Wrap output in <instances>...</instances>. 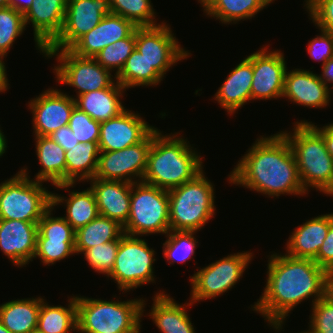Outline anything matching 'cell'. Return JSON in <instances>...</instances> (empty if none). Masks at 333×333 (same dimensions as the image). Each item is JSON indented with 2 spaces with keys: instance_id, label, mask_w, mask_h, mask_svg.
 Masks as SVG:
<instances>
[{
  "instance_id": "6da1fadb",
  "label": "cell",
  "mask_w": 333,
  "mask_h": 333,
  "mask_svg": "<svg viewBox=\"0 0 333 333\" xmlns=\"http://www.w3.org/2000/svg\"><path fill=\"white\" fill-rule=\"evenodd\" d=\"M268 257L266 285L251 309L278 332L283 329L288 313L299 303L312 298L314 305L327 294L329 273L313 259L275 252Z\"/></svg>"
},
{
  "instance_id": "7a4b0ae2",
  "label": "cell",
  "mask_w": 333,
  "mask_h": 333,
  "mask_svg": "<svg viewBox=\"0 0 333 333\" xmlns=\"http://www.w3.org/2000/svg\"><path fill=\"white\" fill-rule=\"evenodd\" d=\"M228 181L269 197L307 194L291 146L281 132L258 137L228 175Z\"/></svg>"
},
{
  "instance_id": "3957f363",
  "label": "cell",
  "mask_w": 333,
  "mask_h": 333,
  "mask_svg": "<svg viewBox=\"0 0 333 333\" xmlns=\"http://www.w3.org/2000/svg\"><path fill=\"white\" fill-rule=\"evenodd\" d=\"M162 133L158 128L152 131V144L142 182L169 191L193 180L204 167L200 153L194 150L187 138L179 136L180 132Z\"/></svg>"
},
{
  "instance_id": "277c9868",
  "label": "cell",
  "mask_w": 333,
  "mask_h": 333,
  "mask_svg": "<svg viewBox=\"0 0 333 333\" xmlns=\"http://www.w3.org/2000/svg\"><path fill=\"white\" fill-rule=\"evenodd\" d=\"M293 124V133L280 132L291 146L304 190L315 188L333 197V159L323 136L310 123Z\"/></svg>"
},
{
  "instance_id": "5b68a950",
  "label": "cell",
  "mask_w": 333,
  "mask_h": 333,
  "mask_svg": "<svg viewBox=\"0 0 333 333\" xmlns=\"http://www.w3.org/2000/svg\"><path fill=\"white\" fill-rule=\"evenodd\" d=\"M145 299L102 300L76 295L78 333H141Z\"/></svg>"
},
{
  "instance_id": "8992f818",
  "label": "cell",
  "mask_w": 333,
  "mask_h": 333,
  "mask_svg": "<svg viewBox=\"0 0 333 333\" xmlns=\"http://www.w3.org/2000/svg\"><path fill=\"white\" fill-rule=\"evenodd\" d=\"M204 173L168 191L170 230L198 232L214 218V184Z\"/></svg>"
},
{
  "instance_id": "52a82bcc",
  "label": "cell",
  "mask_w": 333,
  "mask_h": 333,
  "mask_svg": "<svg viewBox=\"0 0 333 333\" xmlns=\"http://www.w3.org/2000/svg\"><path fill=\"white\" fill-rule=\"evenodd\" d=\"M27 170L24 167L0 183V219L39 222L52 206V192L44 182L30 180Z\"/></svg>"
},
{
  "instance_id": "ba28073f",
  "label": "cell",
  "mask_w": 333,
  "mask_h": 333,
  "mask_svg": "<svg viewBox=\"0 0 333 333\" xmlns=\"http://www.w3.org/2000/svg\"><path fill=\"white\" fill-rule=\"evenodd\" d=\"M125 234L143 236L170 231L168 191L144 182L132 183Z\"/></svg>"
},
{
  "instance_id": "9c48e42d",
  "label": "cell",
  "mask_w": 333,
  "mask_h": 333,
  "mask_svg": "<svg viewBox=\"0 0 333 333\" xmlns=\"http://www.w3.org/2000/svg\"><path fill=\"white\" fill-rule=\"evenodd\" d=\"M154 257L155 250L148 246L145 239L124 233L108 279L111 277L124 293L150 282L155 283Z\"/></svg>"
},
{
  "instance_id": "30bf717a",
  "label": "cell",
  "mask_w": 333,
  "mask_h": 333,
  "mask_svg": "<svg viewBox=\"0 0 333 333\" xmlns=\"http://www.w3.org/2000/svg\"><path fill=\"white\" fill-rule=\"evenodd\" d=\"M44 52L47 59L56 56L58 65L53 69L56 81L75 88L76 97L83 93L109 88L116 81V76H113L110 70L103 68L95 58L81 57L70 49H45Z\"/></svg>"
},
{
  "instance_id": "8fae6325",
  "label": "cell",
  "mask_w": 333,
  "mask_h": 333,
  "mask_svg": "<svg viewBox=\"0 0 333 333\" xmlns=\"http://www.w3.org/2000/svg\"><path fill=\"white\" fill-rule=\"evenodd\" d=\"M253 259V253L242 251L230 254L212 262L206 267L197 268L190 277V299L194 304L199 301L214 299L231 290Z\"/></svg>"
},
{
  "instance_id": "7c38bea8",
  "label": "cell",
  "mask_w": 333,
  "mask_h": 333,
  "mask_svg": "<svg viewBox=\"0 0 333 333\" xmlns=\"http://www.w3.org/2000/svg\"><path fill=\"white\" fill-rule=\"evenodd\" d=\"M166 23L135 29L136 49L163 78L170 67L191 56Z\"/></svg>"
},
{
  "instance_id": "4fadbf2b",
  "label": "cell",
  "mask_w": 333,
  "mask_h": 333,
  "mask_svg": "<svg viewBox=\"0 0 333 333\" xmlns=\"http://www.w3.org/2000/svg\"><path fill=\"white\" fill-rule=\"evenodd\" d=\"M151 144L152 132L142 142L123 150L100 152L94 178L141 182L147 168Z\"/></svg>"
},
{
  "instance_id": "5bb4252c",
  "label": "cell",
  "mask_w": 333,
  "mask_h": 333,
  "mask_svg": "<svg viewBox=\"0 0 333 333\" xmlns=\"http://www.w3.org/2000/svg\"><path fill=\"white\" fill-rule=\"evenodd\" d=\"M109 14L110 0H67L63 28L46 49H70Z\"/></svg>"
},
{
  "instance_id": "9a60e30c",
  "label": "cell",
  "mask_w": 333,
  "mask_h": 333,
  "mask_svg": "<svg viewBox=\"0 0 333 333\" xmlns=\"http://www.w3.org/2000/svg\"><path fill=\"white\" fill-rule=\"evenodd\" d=\"M75 97L61 90L49 88L32 98L28 107L33 117L34 136H51L56 130L67 126L76 106Z\"/></svg>"
},
{
  "instance_id": "2e32d148",
  "label": "cell",
  "mask_w": 333,
  "mask_h": 333,
  "mask_svg": "<svg viewBox=\"0 0 333 333\" xmlns=\"http://www.w3.org/2000/svg\"><path fill=\"white\" fill-rule=\"evenodd\" d=\"M267 46L253 53L251 100L282 98L286 60L280 50L267 51Z\"/></svg>"
},
{
  "instance_id": "e0dca14e",
  "label": "cell",
  "mask_w": 333,
  "mask_h": 333,
  "mask_svg": "<svg viewBox=\"0 0 333 333\" xmlns=\"http://www.w3.org/2000/svg\"><path fill=\"white\" fill-rule=\"evenodd\" d=\"M137 112L126 109L119 116L100 123L99 151H118L142 142L153 130Z\"/></svg>"
},
{
  "instance_id": "ac0fdd59",
  "label": "cell",
  "mask_w": 333,
  "mask_h": 333,
  "mask_svg": "<svg viewBox=\"0 0 333 333\" xmlns=\"http://www.w3.org/2000/svg\"><path fill=\"white\" fill-rule=\"evenodd\" d=\"M67 0H34L24 14L25 26L32 24L36 48L42 53L60 34Z\"/></svg>"
},
{
  "instance_id": "d6986e66",
  "label": "cell",
  "mask_w": 333,
  "mask_h": 333,
  "mask_svg": "<svg viewBox=\"0 0 333 333\" xmlns=\"http://www.w3.org/2000/svg\"><path fill=\"white\" fill-rule=\"evenodd\" d=\"M37 233L38 222L0 219V250L22 268L33 261Z\"/></svg>"
},
{
  "instance_id": "ffe728a7",
  "label": "cell",
  "mask_w": 333,
  "mask_h": 333,
  "mask_svg": "<svg viewBox=\"0 0 333 333\" xmlns=\"http://www.w3.org/2000/svg\"><path fill=\"white\" fill-rule=\"evenodd\" d=\"M333 92L313 71L304 69L286 70L282 98L309 108H325Z\"/></svg>"
},
{
  "instance_id": "44dd1931",
  "label": "cell",
  "mask_w": 333,
  "mask_h": 333,
  "mask_svg": "<svg viewBox=\"0 0 333 333\" xmlns=\"http://www.w3.org/2000/svg\"><path fill=\"white\" fill-rule=\"evenodd\" d=\"M136 26L122 16L109 14L82 36L70 50L81 57L94 58L103 48L127 38Z\"/></svg>"
},
{
  "instance_id": "7402d4cb",
  "label": "cell",
  "mask_w": 333,
  "mask_h": 333,
  "mask_svg": "<svg viewBox=\"0 0 333 333\" xmlns=\"http://www.w3.org/2000/svg\"><path fill=\"white\" fill-rule=\"evenodd\" d=\"M89 181L100 215L124 226L129 218L132 183L100 178Z\"/></svg>"
},
{
  "instance_id": "603a6c76",
  "label": "cell",
  "mask_w": 333,
  "mask_h": 333,
  "mask_svg": "<svg viewBox=\"0 0 333 333\" xmlns=\"http://www.w3.org/2000/svg\"><path fill=\"white\" fill-rule=\"evenodd\" d=\"M253 78V53L247 56L233 68L223 84L214 95L220 107L229 115L251 101V86Z\"/></svg>"
},
{
  "instance_id": "cb8c5ba5",
  "label": "cell",
  "mask_w": 333,
  "mask_h": 333,
  "mask_svg": "<svg viewBox=\"0 0 333 333\" xmlns=\"http://www.w3.org/2000/svg\"><path fill=\"white\" fill-rule=\"evenodd\" d=\"M153 297V304L148 316L161 333H196L186 307H191L190 301L178 304L176 300L165 294L164 290ZM186 306V307H185Z\"/></svg>"
},
{
  "instance_id": "d4e9b609",
  "label": "cell",
  "mask_w": 333,
  "mask_h": 333,
  "mask_svg": "<svg viewBox=\"0 0 333 333\" xmlns=\"http://www.w3.org/2000/svg\"><path fill=\"white\" fill-rule=\"evenodd\" d=\"M330 214L306 220L289 235L286 254L296 258L314 259L329 231Z\"/></svg>"
},
{
  "instance_id": "484cf974",
  "label": "cell",
  "mask_w": 333,
  "mask_h": 333,
  "mask_svg": "<svg viewBox=\"0 0 333 333\" xmlns=\"http://www.w3.org/2000/svg\"><path fill=\"white\" fill-rule=\"evenodd\" d=\"M125 91L126 89L116 81L109 88L83 93L74 99L76 107L101 123L119 116L126 110L120 100L123 99Z\"/></svg>"
},
{
  "instance_id": "4316f807",
  "label": "cell",
  "mask_w": 333,
  "mask_h": 333,
  "mask_svg": "<svg viewBox=\"0 0 333 333\" xmlns=\"http://www.w3.org/2000/svg\"><path fill=\"white\" fill-rule=\"evenodd\" d=\"M98 142L78 143L66 154V184L55 185L57 189H64L76 185V182L93 179L97 170L99 157ZM74 185V186H73Z\"/></svg>"
},
{
  "instance_id": "83f0119b",
  "label": "cell",
  "mask_w": 333,
  "mask_h": 333,
  "mask_svg": "<svg viewBox=\"0 0 333 333\" xmlns=\"http://www.w3.org/2000/svg\"><path fill=\"white\" fill-rule=\"evenodd\" d=\"M36 155L41 170L36 174V181L51 182L52 185L66 184L65 150L49 136H35Z\"/></svg>"
},
{
  "instance_id": "f1b7e54d",
  "label": "cell",
  "mask_w": 333,
  "mask_h": 333,
  "mask_svg": "<svg viewBox=\"0 0 333 333\" xmlns=\"http://www.w3.org/2000/svg\"><path fill=\"white\" fill-rule=\"evenodd\" d=\"M42 297L11 300L0 305V322L11 333H36Z\"/></svg>"
},
{
  "instance_id": "f546056e",
  "label": "cell",
  "mask_w": 333,
  "mask_h": 333,
  "mask_svg": "<svg viewBox=\"0 0 333 333\" xmlns=\"http://www.w3.org/2000/svg\"><path fill=\"white\" fill-rule=\"evenodd\" d=\"M274 0H198L203 12L223 24H236L255 17Z\"/></svg>"
},
{
  "instance_id": "4dcf8cb0",
  "label": "cell",
  "mask_w": 333,
  "mask_h": 333,
  "mask_svg": "<svg viewBox=\"0 0 333 333\" xmlns=\"http://www.w3.org/2000/svg\"><path fill=\"white\" fill-rule=\"evenodd\" d=\"M66 203V215L63 218L76 231L97 218L100 213L97 207L95 195L90 187L83 191H70L69 196H60L52 193V206Z\"/></svg>"
},
{
  "instance_id": "1f68e13d",
  "label": "cell",
  "mask_w": 333,
  "mask_h": 333,
  "mask_svg": "<svg viewBox=\"0 0 333 333\" xmlns=\"http://www.w3.org/2000/svg\"><path fill=\"white\" fill-rule=\"evenodd\" d=\"M68 306L49 305L42 297L36 333L77 332L76 296H70Z\"/></svg>"
},
{
  "instance_id": "d6a6232c",
  "label": "cell",
  "mask_w": 333,
  "mask_h": 333,
  "mask_svg": "<svg viewBox=\"0 0 333 333\" xmlns=\"http://www.w3.org/2000/svg\"><path fill=\"white\" fill-rule=\"evenodd\" d=\"M124 234L117 221L99 215L75 231V252L81 254L98 244L119 240Z\"/></svg>"
},
{
  "instance_id": "836d02e7",
  "label": "cell",
  "mask_w": 333,
  "mask_h": 333,
  "mask_svg": "<svg viewBox=\"0 0 333 333\" xmlns=\"http://www.w3.org/2000/svg\"><path fill=\"white\" fill-rule=\"evenodd\" d=\"M115 76L116 81L126 90L140 86H157L164 79L136 48Z\"/></svg>"
},
{
  "instance_id": "e575fe53",
  "label": "cell",
  "mask_w": 333,
  "mask_h": 333,
  "mask_svg": "<svg viewBox=\"0 0 333 333\" xmlns=\"http://www.w3.org/2000/svg\"><path fill=\"white\" fill-rule=\"evenodd\" d=\"M112 14L130 20L136 27L155 26L156 12L151 0H110Z\"/></svg>"
},
{
  "instance_id": "d590c367",
  "label": "cell",
  "mask_w": 333,
  "mask_h": 333,
  "mask_svg": "<svg viewBox=\"0 0 333 333\" xmlns=\"http://www.w3.org/2000/svg\"><path fill=\"white\" fill-rule=\"evenodd\" d=\"M197 231H174L170 230L165 237L163 243V258L174 264L175 262H186L195 254V249L198 246L195 234ZM171 261V262H170Z\"/></svg>"
},
{
  "instance_id": "8d00e7d4",
  "label": "cell",
  "mask_w": 333,
  "mask_h": 333,
  "mask_svg": "<svg viewBox=\"0 0 333 333\" xmlns=\"http://www.w3.org/2000/svg\"><path fill=\"white\" fill-rule=\"evenodd\" d=\"M136 48L135 30L125 39L103 48L94 58L103 67L117 75L123 68L128 57ZM115 69V70H114Z\"/></svg>"
},
{
  "instance_id": "74e56055",
  "label": "cell",
  "mask_w": 333,
  "mask_h": 333,
  "mask_svg": "<svg viewBox=\"0 0 333 333\" xmlns=\"http://www.w3.org/2000/svg\"><path fill=\"white\" fill-rule=\"evenodd\" d=\"M25 28L24 14L10 6L0 8V55L7 56Z\"/></svg>"
},
{
  "instance_id": "f35d334b",
  "label": "cell",
  "mask_w": 333,
  "mask_h": 333,
  "mask_svg": "<svg viewBox=\"0 0 333 333\" xmlns=\"http://www.w3.org/2000/svg\"><path fill=\"white\" fill-rule=\"evenodd\" d=\"M76 254L75 239H36V251L33 259L39 258L43 265H54Z\"/></svg>"
},
{
  "instance_id": "ab89813d",
  "label": "cell",
  "mask_w": 333,
  "mask_h": 333,
  "mask_svg": "<svg viewBox=\"0 0 333 333\" xmlns=\"http://www.w3.org/2000/svg\"><path fill=\"white\" fill-rule=\"evenodd\" d=\"M119 240L106 242L104 244H98L86 251H83L85 260L88 265L95 270L97 273L106 275L111 273L117 252L119 249Z\"/></svg>"
},
{
  "instance_id": "60d3db41",
  "label": "cell",
  "mask_w": 333,
  "mask_h": 333,
  "mask_svg": "<svg viewBox=\"0 0 333 333\" xmlns=\"http://www.w3.org/2000/svg\"><path fill=\"white\" fill-rule=\"evenodd\" d=\"M54 207L51 206L38 222L36 239H75V230L61 216L53 217Z\"/></svg>"
},
{
  "instance_id": "b9f144b4",
  "label": "cell",
  "mask_w": 333,
  "mask_h": 333,
  "mask_svg": "<svg viewBox=\"0 0 333 333\" xmlns=\"http://www.w3.org/2000/svg\"><path fill=\"white\" fill-rule=\"evenodd\" d=\"M68 126L79 143L99 142L100 122L93 120L76 106L71 113Z\"/></svg>"
},
{
  "instance_id": "7bdbcfd3",
  "label": "cell",
  "mask_w": 333,
  "mask_h": 333,
  "mask_svg": "<svg viewBox=\"0 0 333 333\" xmlns=\"http://www.w3.org/2000/svg\"><path fill=\"white\" fill-rule=\"evenodd\" d=\"M311 309L309 329L304 332L333 333V299L326 294L312 305Z\"/></svg>"
},
{
  "instance_id": "ee69618b",
  "label": "cell",
  "mask_w": 333,
  "mask_h": 333,
  "mask_svg": "<svg viewBox=\"0 0 333 333\" xmlns=\"http://www.w3.org/2000/svg\"><path fill=\"white\" fill-rule=\"evenodd\" d=\"M320 30V35L308 42L307 52L313 60L322 61L323 66L333 57V33Z\"/></svg>"
},
{
  "instance_id": "f6af8a7d",
  "label": "cell",
  "mask_w": 333,
  "mask_h": 333,
  "mask_svg": "<svg viewBox=\"0 0 333 333\" xmlns=\"http://www.w3.org/2000/svg\"><path fill=\"white\" fill-rule=\"evenodd\" d=\"M313 260L328 273L333 272V213H330L327 236Z\"/></svg>"
},
{
  "instance_id": "bcb514c9",
  "label": "cell",
  "mask_w": 333,
  "mask_h": 333,
  "mask_svg": "<svg viewBox=\"0 0 333 333\" xmlns=\"http://www.w3.org/2000/svg\"><path fill=\"white\" fill-rule=\"evenodd\" d=\"M49 137H51L65 151L71 150L73 146H76L79 143L68 125L56 130Z\"/></svg>"
},
{
  "instance_id": "7dc6e473",
  "label": "cell",
  "mask_w": 333,
  "mask_h": 333,
  "mask_svg": "<svg viewBox=\"0 0 333 333\" xmlns=\"http://www.w3.org/2000/svg\"><path fill=\"white\" fill-rule=\"evenodd\" d=\"M295 123H310L323 136L327 151L333 159V123L327 124L322 128L317 127L318 125H315L312 122H308L307 120H300L299 122L297 121Z\"/></svg>"
},
{
  "instance_id": "c3c4849f",
  "label": "cell",
  "mask_w": 333,
  "mask_h": 333,
  "mask_svg": "<svg viewBox=\"0 0 333 333\" xmlns=\"http://www.w3.org/2000/svg\"><path fill=\"white\" fill-rule=\"evenodd\" d=\"M322 73L319 74V78L323 81L324 84L333 92V87L330 88L328 84L333 83V57L330 58L323 66ZM333 86V84H331Z\"/></svg>"
},
{
  "instance_id": "681fc988",
  "label": "cell",
  "mask_w": 333,
  "mask_h": 333,
  "mask_svg": "<svg viewBox=\"0 0 333 333\" xmlns=\"http://www.w3.org/2000/svg\"><path fill=\"white\" fill-rule=\"evenodd\" d=\"M4 58L2 55H0V93H5L9 88L10 85L8 83V78H7V70H6V66H5V62L3 61ZM9 87V88H8Z\"/></svg>"
},
{
  "instance_id": "f907efd6",
  "label": "cell",
  "mask_w": 333,
  "mask_h": 333,
  "mask_svg": "<svg viewBox=\"0 0 333 333\" xmlns=\"http://www.w3.org/2000/svg\"><path fill=\"white\" fill-rule=\"evenodd\" d=\"M34 0H9V6L25 14L27 10L32 6Z\"/></svg>"
},
{
  "instance_id": "816d5d0a",
  "label": "cell",
  "mask_w": 333,
  "mask_h": 333,
  "mask_svg": "<svg viewBox=\"0 0 333 333\" xmlns=\"http://www.w3.org/2000/svg\"><path fill=\"white\" fill-rule=\"evenodd\" d=\"M1 127H0V158L3 156V154L7 150V139L5 137V134H3Z\"/></svg>"
},
{
  "instance_id": "f5cc1de1",
  "label": "cell",
  "mask_w": 333,
  "mask_h": 333,
  "mask_svg": "<svg viewBox=\"0 0 333 333\" xmlns=\"http://www.w3.org/2000/svg\"><path fill=\"white\" fill-rule=\"evenodd\" d=\"M327 295L333 299V272H330L327 277Z\"/></svg>"
},
{
  "instance_id": "db71d44e",
  "label": "cell",
  "mask_w": 333,
  "mask_h": 333,
  "mask_svg": "<svg viewBox=\"0 0 333 333\" xmlns=\"http://www.w3.org/2000/svg\"><path fill=\"white\" fill-rule=\"evenodd\" d=\"M9 6V0H0V8H5Z\"/></svg>"
},
{
  "instance_id": "11a10c76",
  "label": "cell",
  "mask_w": 333,
  "mask_h": 333,
  "mask_svg": "<svg viewBox=\"0 0 333 333\" xmlns=\"http://www.w3.org/2000/svg\"><path fill=\"white\" fill-rule=\"evenodd\" d=\"M0 333H11L7 328L3 326V324L0 322Z\"/></svg>"
}]
</instances>
